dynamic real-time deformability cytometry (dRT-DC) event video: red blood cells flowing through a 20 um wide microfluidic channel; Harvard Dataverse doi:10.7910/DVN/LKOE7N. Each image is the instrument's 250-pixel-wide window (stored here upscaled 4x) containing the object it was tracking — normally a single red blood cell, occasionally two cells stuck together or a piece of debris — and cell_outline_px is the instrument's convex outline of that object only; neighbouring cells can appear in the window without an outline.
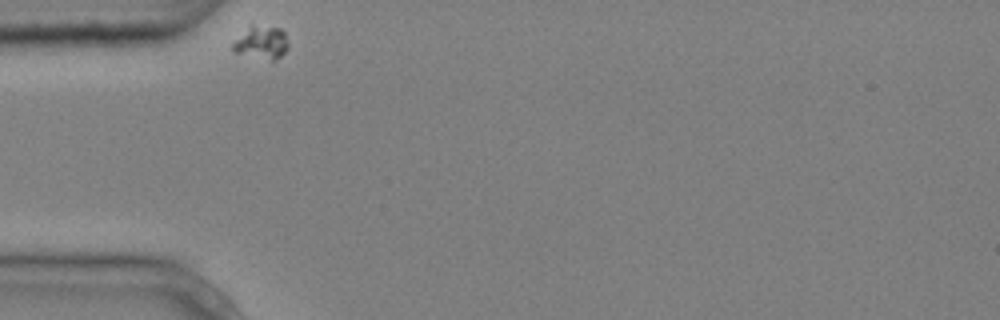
{"species": "common noctule bat (a hibernating species)", "species_latin": "Nyctalus noctula", "temperature_condition": "cold", "stored_images_in_passage": 2, "camera_frame_rate_fps": 3000, "um_per_image_px": 0.085, "animal": {"sex": "male", "body_mass_g": 20.4}, "frame": {"image": 1, "passage_image": 1, "time_ms": 0.0, "image_size_px": [1000, 320], "cell_outline_px": [[288, 48], [276, 60], [272, 60], [232, 52], [232, 44], [252, 24], [280, 28], [284, 32], [288, 44]], "centroid_in_image_um": [22.23, 3.61], "position_along_channel_um": 62.8, "area_um2": 10.46}}